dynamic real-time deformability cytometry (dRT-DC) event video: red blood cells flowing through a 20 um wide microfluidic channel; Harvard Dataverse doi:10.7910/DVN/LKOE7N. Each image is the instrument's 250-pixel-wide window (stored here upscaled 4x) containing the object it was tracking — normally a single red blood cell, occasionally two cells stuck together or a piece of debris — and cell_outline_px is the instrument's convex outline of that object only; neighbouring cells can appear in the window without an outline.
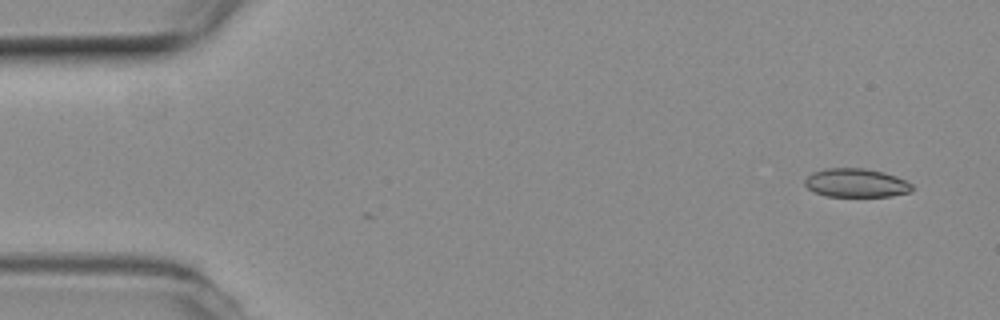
{"species": "common noctule bat (a hibernating species)", "species_latin": "Nyctalus noctula", "temperature_condition": "room temperature", "stored_images_in_passage": 2, "camera_frame_rate_fps": 3000, "um_per_image_px": 0.085, "animal": {"sex": "female", "body_mass_g": 19.3, "forearm_length_mm": 54.1}, "frame": {"image": 1, "passage_image": 2, "time_ms": 0.333, "image_size_px": [1000, 320], "cell_outline_px": [[912, 192], [892, 196], [824, 196], [812, 192], [804, 184], [804, 180], [812, 172], [824, 168], [864, 168], [884, 172], [896, 176], [912, 184]], "centroid_in_image_um": [72.74, 15.55], "position_along_channel_um": 12.3, "area_um2": 18.09}}